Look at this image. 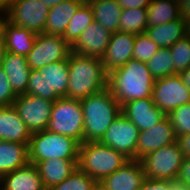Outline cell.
Wrapping results in <instances>:
<instances>
[{"label":"cell","mask_w":190,"mask_h":190,"mask_svg":"<svg viewBox=\"0 0 190 190\" xmlns=\"http://www.w3.org/2000/svg\"><path fill=\"white\" fill-rule=\"evenodd\" d=\"M154 82L146 63L131 59L108 73L107 89L122 108L136 99L152 98Z\"/></svg>","instance_id":"6da1fadb"},{"label":"cell","mask_w":190,"mask_h":190,"mask_svg":"<svg viewBox=\"0 0 190 190\" xmlns=\"http://www.w3.org/2000/svg\"><path fill=\"white\" fill-rule=\"evenodd\" d=\"M68 69L66 98L81 100L107 89L108 73L100 57L82 56L71 51L68 55Z\"/></svg>","instance_id":"7a4b0ae2"},{"label":"cell","mask_w":190,"mask_h":190,"mask_svg":"<svg viewBox=\"0 0 190 190\" xmlns=\"http://www.w3.org/2000/svg\"><path fill=\"white\" fill-rule=\"evenodd\" d=\"M80 101L84 118V142H99L121 113V106L108 89Z\"/></svg>","instance_id":"3957f363"},{"label":"cell","mask_w":190,"mask_h":190,"mask_svg":"<svg viewBox=\"0 0 190 190\" xmlns=\"http://www.w3.org/2000/svg\"><path fill=\"white\" fill-rule=\"evenodd\" d=\"M129 160L123 153L100 142H83L79 147L78 167L97 182Z\"/></svg>","instance_id":"277c9868"},{"label":"cell","mask_w":190,"mask_h":190,"mask_svg":"<svg viewBox=\"0 0 190 190\" xmlns=\"http://www.w3.org/2000/svg\"><path fill=\"white\" fill-rule=\"evenodd\" d=\"M69 69L68 58L31 70L26 94L49 101L67 97Z\"/></svg>","instance_id":"5b68a950"},{"label":"cell","mask_w":190,"mask_h":190,"mask_svg":"<svg viewBox=\"0 0 190 190\" xmlns=\"http://www.w3.org/2000/svg\"><path fill=\"white\" fill-rule=\"evenodd\" d=\"M80 143L72 137L49 130L31 134L28 145L29 163L48 159L79 160Z\"/></svg>","instance_id":"8992f818"},{"label":"cell","mask_w":190,"mask_h":190,"mask_svg":"<svg viewBox=\"0 0 190 190\" xmlns=\"http://www.w3.org/2000/svg\"><path fill=\"white\" fill-rule=\"evenodd\" d=\"M83 109L81 101L66 97L54 101L47 130L84 142Z\"/></svg>","instance_id":"52a82bcc"},{"label":"cell","mask_w":190,"mask_h":190,"mask_svg":"<svg viewBox=\"0 0 190 190\" xmlns=\"http://www.w3.org/2000/svg\"><path fill=\"white\" fill-rule=\"evenodd\" d=\"M184 157L176 141L145 155L139 161L146 178L176 182Z\"/></svg>","instance_id":"ba28073f"},{"label":"cell","mask_w":190,"mask_h":190,"mask_svg":"<svg viewBox=\"0 0 190 190\" xmlns=\"http://www.w3.org/2000/svg\"><path fill=\"white\" fill-rule=\"evenodd\" d=\"M48 12L49 8L40 0H12L4 16L14 26L41 34L45 31Z\"/></svg>","instance_id":"9c48e42d"},{"label":"cell","mask_w":190,"mask_h":190,"mask_svg":"<svg viewBox=\"0 0 190 190\" xmlns=\"http://www.w3.org/2000/svg\"><path fill=\"white\" fill-rule=\"evenodd\" d=\"M71 46L63 36L41 33L37 34L32 50L27 55L31 70L39 69L50 63L68 58Z\"/></svg>","instance_id":"30bf717a"},{"label":"cell","mask_w":190,"mask_h":190,"mask_svg":"<svg viewBox=\"0 0 190 190\" xmlns=\"http://www.w3.org/2000/svg\"><path fill=\"white\" fill-rule=\"evenodd\" d=\"M152 100L166 115L172 110L190 103V90L179 74L155 79Z\"/></svg>","instance_id":"8fae6325"},{"label":"cell","mask_w":190,"mask_h":190,"mask_svg":"<svg viewBox=\"0 0 190 190\" xmlns=\"http://www.w3.org/2000/svg\"><path fill=\"white\" fill-rule=\"evenodd\" d=\"M139 129L121 112L106 130L100 143L136 159Z\"/></svg>","instance_id":"7c38bea8"},{"label":"cell","mask_w":190,"mask_h":190,"mask_svg":"<svg viewBox=\"0 0 190 190\" xmlns=\"http://www.w3.org/2000/svg\"><path fill=\"white\" fill-rule=\"evenodd\" d=\"M53 103L38 96L20 94L12 105L32 134L47 129Z\"/></svg>","instance_id":"4fadbf2b"},{"label":"cell","mask_w":190,"mask_h":190,"mask_svg":"<svg viewBox=\"0 0 190 190\" xmlns=\"http://www.w3.org/2000/svg\"><path fill=\"white\" fill-rule=\"evenodd\" d=\"M177 141L170 119L166 116L151 129L140 131L136 147V160Z\"/></svg>","instance_id":"5bb4252c"},{"label":"cell","mask_w":190,"mask_h":190,"mask_svg":"<svg viewBox=\"0 0 190 190\" xmlns=\"http://www.w3.org/2000/svg\"><path fill=\"white\" fill-rule=\"evenodd\" d=\"M135 34L117 31L112 33L106 51L101 56V62L107 73L125 65L133 59Z\"/></svg>","instance_id":"9a60e30c"},{"label":"cell","mask_w":190,"mask_h":190,"mask_svg":"<svg viewBox=\"0 0 190 190\" xmlns=\"http://www.w3.org/2000/svg\"><path fill=\"white\" fill-rule=\"evenodd\" d=\"M112 33L95 20L80 34L71 51L82 56L100 57L104 54Z\"/></svg>","instance_id":"2e32d148"},{"label":"cell","mask_w":190,"mask_h":190,"mask_svg":"<svg viewBox=\"0 0 190 190\" xmlns=\"http://www.w3.org/2000/svg\"><path fill=\"white\" fill-rule=\"evenodd\" d=\"M121 112L139 129L146 131L162 121L167 115L155 106L152 98H141L126 103Z\"/></svg>","instance_id":"e0dca14e"},{"label":"cell","mask_w":190,"mask_h":190,"mask_svg":"<svg viewBox=\"0 0 190 190\" xmlns=\"http://www.w3.org/2000/svg\"><path fill=\"white\" fill-rule=\"evenodd\" d=\"M146 174L139 160L130 159L100 183L109 190H139Z\"/></svg>","instance_id":"ac0fdd59"},{"label":"cell","mask_w":190,"mask_h":190,"mask_svg":"<svg viewBox=\"0 0 190 190\" xmlns=\"http://www.w3.org/2000/svg\"><path fill=\"white\" fill-rule=\"evenodd\" d=\"M37 34L26 28L17 27L5 18L1 24V42L7 52L27 57L32 50Z\"/></svg>","instance_id":"d6986e66"},{"label":"cell","mask_w":190,"mask_h":190,"mask_svg":"<svg viewBox=\"0 0 190 190\" xmlns=\"http://www.w3.org/2000/svg\"><path fill=\"white\" fill-rule=\"evenodd\" d=\"M0 190H46L35 164L28 163L0 177Z\"/></svg>","instance_id":"ffe728a7"},{"label":"cell","mask_w":190,"mask_h":190,"mask_svg":"<svg viewBox=\"0 0 190 190\" xmlns=\"http://www.w3.org/2000/svg\"><path fill=\"white\" fill-rule=\"evenodd\" d=\"M31 133L13 105L0 107V140L29 144Z\"/></svg>","instance_id":"44dd1931"},{"label":"cell","mask_w":190,"mask_h":190,"mask_svg":"<svg viewBox=\"0 0 190 190\" xmlns=\"http://www.w3.org/2000/svg\"><path fill=\"white\" fill-rule=\"evenodd\" d=\"M79 160L48 159L39 161L36 166L46 190L60 184L77 168Z\"/></svg>","instance_id":"7402d4cb"},{"label":"cell","mask_w":190,"mask_h":190,"mask_svg":"<svg viewBox=\"0 0 190 190\" xmlns=\"http://www.w3.org/2000/svg\"><path fill=\"white\" fill-rule=\"evenodd\" d=\"M1 69L6 73L13 92L16 95L26 94L31 72L27 57L6 52Z\"/></svg>","instance_id":"603a6c76"},{"label":"cell","mask_w":190,"mask_h":190,"mask_svg":"<svg viewBox=\"0 0 190 190\" xmlns=\"http://www.w3.org/2000/svg\"><path fill=\"white\" fill-rule=\"evenodd\" d=\"M85 0H65L49 9L44 33L64 36L70 19Z\"/></svg>","instance_id":"cb8c5ba5"},{"label":"cell","mask_w":190,"mask_h":190,"mask_svg":"<svg viewBox=\"0 0 190 190\" xmlns=\"http://www.w3.org/2000/svg\"><path fill=\"white\" fill-rule=\"evenodd\" d=\"M28 145L0 140V177L29 163Z\"/></svg>","instance_id":"d4e9b609"},{"label":"cell","mask_w":190,"mask_h":190,"mask_svg":"<svg viewBox=\"0 0 190 190\" xmlns=\"http://www.w3.org/2000/svg\"><path fill=\"white\" fill-rule=\"evenodd\" d=\"M145 33L159 48H170L185 36V21L179 18L162 25L148 26Z\"/></svg>","instance_id":"484cf974"},{"label":"cell","mask_w":190,"mask_h":190,"mask_svg":"<svg viewBox=\"0 0 190 190\" xmlns=\"http://www.w3.org/2000/svg\"><path fill=\"white\" fill-rule=\"evenodd\" d=\"M93 11L94 20L111 33L119 31V21L122 12L116 0H97L88 2Z\"/></svg>","instance_id":"4316f807"},{"label":"cell","mask_w":190,"mask_h":190,"mask_svg":"<svg viewBox=\"0 0 190 190\" xmlns=\"http://www.w3.org/2000/svg\"><path fill=\"white\" fill-rule=\"evenodd\" d=\"M146 10L148 26L162 25L181 18L179 5L172 0H151Z\"/></svg>","instance_id":"83f0119b"},{"label":"cell","mask_w":190,"mask_h":190,"mask_svg":"<svg viewBox=\"0 0 190 190\" xmlns=\"http://www.w3.org/2000/svg\"><path fill=\"white\" fill-rule=\"evenodd\" d=\"M94 21L93 11L88 2H84L70 19L63 38L72 46L80 34Z\"/></svg>","instance_id":"f1b7e54d"},{"label":"cell","mask_w":190,"mask_h":190,"mask_svg":"<svg viewBox=\"0 0 190 190\" xmlns=\"http://www.w3.org/2000/svg\"><path fill=\"white\" fill-rule=\"evenodd\" d=\"M147 23V10L143 8L122 9L119 31L132 34L145 33Z\"/></svg>","instance_id":"f546056e"},{"label":"cell","mask_w":190,"mask_h":190,"mask_svg":"<svg viewBox=\"0 0 190 190\" xmlns=\"http://www.w3.org/2000/svg\"><path fill=\"white\" fill-rule=\"evenodd\" d=\"M146 65L155 79L175 75V67L170 48H159Z\"/></svg>","instance_id":"4dcf8cb0"},{"label":"cell","mask_w":190,"mask_h":190,"mask_svg":"<svg viewBox=\"0 0 190 190\" xmlns=\"http://www.w3.org/2000/svg\"><path fill=\"white\" fill-rule=\"evenodd\" d=\"M97 183L78 167L69 177L50 190H94Z\"/></svg>","instance_id":"1f68e13d"},{"label":"cell","mask_w":190,"mask_h":190,"mask_svg":"<svg viewBox=\"0 0 190 190\" xmlns=\"http://www.w3.org/2000/svg\"><path fill=\"white\" fill-rule=\"evenodd\" d=\"M175 75L190 67V39L186 36L170 47Z\"/></svg>","instance_id":"d6a6232c"},{"label":"cell","mask_w":190,"mask_h":190,"mask_svg":"<svg viewBox=\"0 0 190 190\" xmlns=\"http://www.w3.org/2000/svg\"><path fill=\"white\" fill-rule=\"evenodd\" d=\"M159 50V46L146 33L137 34L133 47V59L147 63Z\"/></svg>","instance_id":"836d02e7"},{"label":"cell","mask_w":190,"mask_h":190,"mask_svg":"<svg viewBox=\"0 0 190 190\" xmlns=\"http://www.w3.org/2000/svg\"><path fill=\"white\" fill-rule=\"evenodd\" d=\"M176 137L190 133V103L184 104L168 115Z\"/></svg>","instance_id":"e575fe53"},{"label":"cell","mask_w":190,"mask_h":190,"mask_svg":"<svg viewBox=\"0 0 190 190\" xmlns=\"http://www.w3.org/2000/svg\"><path fill=\"white\" fill-rule=\"evenodd\" d=\"M16 97L6 73L0 69V107L11 106Z\"/></svg>","instance_id":"d590c367"},{"label":"cell","mask_w":190,"mask_h":190,"mask_svg":"<svg viewBox=\"0 0 190 190\" xmlns=\"http://www.w3.org/2000/svg\"><path fill=\"white\" fill-rule=\"evenodd\" d=\"M174 181L146 178L139 190H171Z\"/></svg>","instance_id":"8d00e7d4"},{"label":"cell","mask_w":190,"mask_h":190,"mask_svg":"<svg viewBox=\"0 0 190 190\" xmlns=\"http://www.w3.org/2000/svg\"><path fill=\"white\" fill-rule=\"evenodd\" d=\"M176 182L190 189V157H184Z\"/></svg>","instance_id":"74e56055"},{"label":"cell","mask_w":190,"mask_h":190,"mask_svg":"<svg viewBox=\"0 0 190 190\" xmlns=\"http://www.w3.org/2000/svg\"><path fill=\"white\" fill-rule=\"evenodd\" d=\"M122 9L143 8L146 9L151 0H116Z\"/></svg>","instance_id":"f35d334b"},{"label":"cell","mask_w":190,"mask_h":190,"mask_svg":"<svg viewBox=\"0 0 190 190\" xmlns=\"http://www.w3.org/2000/svg\"><path fill=\"white\" fill-rule=\"evenodd\" d=\"M177 141L180 145L181 151L185 157H190V133L177 137Z\"/></svg>","instance_id":"ab89813d"},{"label":"cell","mask_w":190,"mask_h":190,"mask_svg":"<svg viewBox=\"0 0 190 190\" xmlns=\"http://www.w3.org/2000/svg\"><path fill=\"white\" fill-rule=\"evenodd\" d=\"M180 17L185 20L190 18V0H185L179 5Z\"/></svg>","instance_id":"60d3db41"},{"label":"cell","mask_w":190,"mask_h":190,"mask_svg":"<svg viewBox=\"0 0 190 190\" xmlns=\"http://www.w3.org/2000/svg\"><path fill=\"white\" fill-rule=\"evenodd\" d=\"M179 75L186 88L190 90V67L179 73Z\"/></svg>","instance_id":"b9f144b4"},{"label":"cell","mask_w":190,"mask_h":190,"mask_svg":"<svg viewBox=\"0 0 190 190\" xmlns=\"http://www.w3.org/2000/svg\"><path fill=\"white\" fill-rule=\"evenodd\" d=\"M40 1H42L43 4L50 9L53 6L58 5L59 3L65 1V0H40Z\"/></svg>","instance_id":"7bdbcfd3"},{"label":"cell","mask_w":190,"mask_h":190,"mask_svg":"<svg viewBox=\"0 0 190 190\" xmlns=\"http://www.w3.org/2000/svg\"><path fill=\"white\" fill-rule=\"evenodd\" d=\"M6 50L4 44L0 41V69L2 68V64L6 55Z\"/></svg>","instance_id":"ee69618b"},{"label":"cell","mask_w":190,"mask_h":190,"mask_svg":"<svg viewBox=\"0 0 190 190\" xmlns=\"http://www.w3.org/2000/svg\"><path fill=\"white\" fill-rule=\"evenodd\" d=\"M11 1L12 0H0V12L1 13H4L8 9Z\"/></svg>","instance_id":"f6af8a7d"},{"label":"cell","mask_w":190,"mask_h":190,"mask_svg":"<svg viewBox=\"0 0 190 190\" xmlns=\"http://www.w3.org/2000/svg\"><path fill=\"white\" fill-rule=\"evenodd\" d=\"M185 21V36L190 39V18H187Z\"/></svg>","instance_id":"bcb514c9"},{"label":"cell","mask_w":190,"mask_h":190,"mask_svg":"<svg viewBox=\"0 0 190 190\" xmlns=\"http://www.w3.org/2000/svg\"><path fill=\"white\" fill-rule=\"evenodd\" d=\"M171 190H190L188 189L186 186H183L177 182H175L172 187H171Z\"/></svg>","instance_id":"7dc6e473"},{"label":"cell","mask_w":190,"mask_h":190,"mask_svg":"<svg viewBox=\"0 0 190 190\" xmlns=\"http://www.w3.org/2000/svg\"><path fill=\"white\" fill-rule=\"evenodd\" d=\"M94 190H109V189L105 188L100 182H98Z\"/></svg>","instance_id":"c3c4849f"},{"label":"cell","mask_w":190,"mask_h":190,"mask_svg":"<svg viewBox=\"0 0 190 190\" xmlns=\"http://www.w3.org/2000/svg\"><path fill=\"white\" fill-rule=\"evenodd\" d=\"M1 15L2 13L0 12V41H1V24H2L3 19L5 18L4 13H3V16Z\"/></svg>","instance_id":"681fc988"},{"label":"cell","mask_w":190,"mask_h":190,"mask_svg":"<svg viewBox=\"0 0 190 190\" xmlns=\"http://www.w3.org/2000/svg\"><path fill=\"white\" fill-rule=\"evenodd\" d=\"M173 2L177 3L178 5H180L182 2H184L185 0H172Z\"/></svg>","instance_id":"f907efd6"},{"label":"cell","mask_w":190,"mask_h":190,"mask_svg":"<svg viewBox=\"0 0 190 190\" xmlns=\"http://www.w3.org/2000/svg\"><path fill=\"white\" fill-rule=\"evenodd\" d=\"M89 1H97V0H85V2H89Z\"/></svg>","instance_id":"816d5d0a"}]
</instances>
